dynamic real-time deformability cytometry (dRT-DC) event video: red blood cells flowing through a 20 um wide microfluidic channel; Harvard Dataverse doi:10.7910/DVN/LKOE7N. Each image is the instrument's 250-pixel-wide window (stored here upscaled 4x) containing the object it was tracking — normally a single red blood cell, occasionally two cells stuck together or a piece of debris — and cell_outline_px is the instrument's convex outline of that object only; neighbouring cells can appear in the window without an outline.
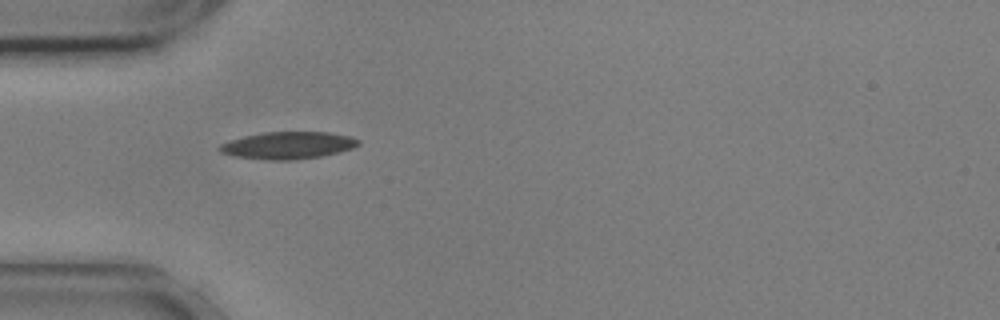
{"species": "common noctule bat (a hibernating species)", "species_latin": "Nyctalus noctula", "temperature_condition": "cold", "stored_images_in_passage": 37, "camera_frame_rate_fps": 3000, "um_per_image_px": 0.085, "animal": {"sex": "male", "body_mass_g": 17.9, "forearm_length_mm": 54.2}, "frame": {"image": 1, "passage_image": 1, "time_ms": 0.0, "image_size_px": [1000, 320], "cell_outline_px": [[360, 144], [352, 148], [340, 152], [320, 156], [296, 160], [268, 160], [236, 156], [220, 152], [216, 148], [220, 144], [244, 136], [264, 132], [328, 132], [348, 136], [360, 140]], "centroid_in_image_um": [24.48, 12.36], "position_along_channel_um": 60.5, "area_um2": 21.91}, "authors_computed_cell_mechanics": {"area_um2": 20.5768, "velocity_mm_per_s": 3.6006, "shape_relaxation_time_tau1_ms": 4.4051, "shape_relaxation_time_tau2_ms": 4.0545, "deformation_change_tau1": 0.1383, "deformation_change_tau2": 0.1105}}